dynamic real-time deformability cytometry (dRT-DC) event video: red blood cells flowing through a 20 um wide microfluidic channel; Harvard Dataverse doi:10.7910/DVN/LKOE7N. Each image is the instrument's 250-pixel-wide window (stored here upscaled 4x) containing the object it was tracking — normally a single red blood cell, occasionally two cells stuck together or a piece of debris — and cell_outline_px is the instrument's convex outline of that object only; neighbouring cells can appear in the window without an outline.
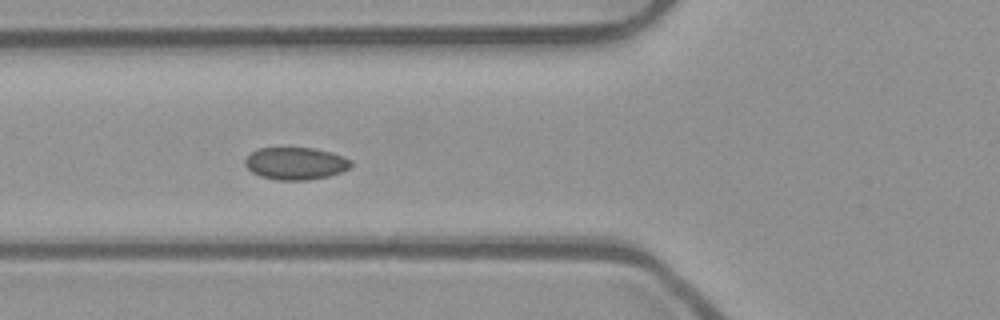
{"species": "common noctule bat (a hibernating species)", "species_latin": "Nyctalus noctula", "temperature_condition": "room temperature", "stored_images_in_passage": 55, "segment_of_instrument_passage": [1, 2], "camera_frame_rate_fps": 3000, "um_per_image_px": 0.085, "animal": {"sex": "male", "body_mass_g": 23.1, "forearm_length_mm": 52.7}, "frame": {"image": 1, "passage_image": 21, "time_ms": 6.667, "image_size_px": [1000, 320], "cell_outline_px": [[352, 164], [348, 168], [340, 172], [328, 176], [308, 180], [276, 180], [260, 176], [252, 172], [244, 164], [244, 160], [252, 152], [260, 148], [312, 148], [332, 152], [344, 156], [352, 160]], "centroid_in_image_um": [25.13, 13.89], "position_along_channel_um": 100.7, "area_um2": 19.94}}
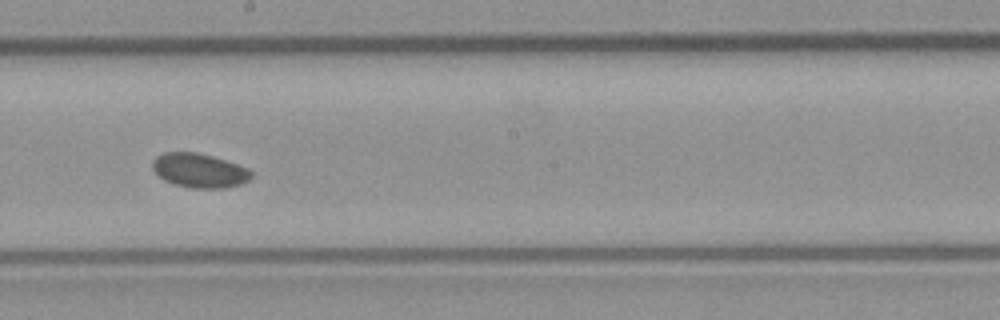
{"frame": {"image": 2, "passage_image": 31, "time_ms": 10.0, "image_size_px": [1000, 320], "cell_outline_px": [[252, 176], [248, 180], [240, 184], [224, 188], [192, 188], [172, 184], [164, 180], [152, 168], [152, 160], [156, 156], [164, 152], [196, 152], [212, 156], [248, 168], [252, 172]], "centroid_in_image_um": [16.92, 14.49], "position_along_channel_um": 231.3, "area_um2": 19.65}}
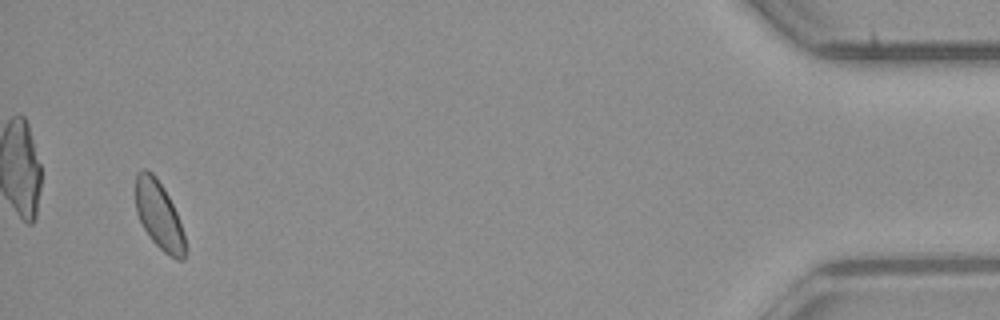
{"frame": {"image": 3, "passage_image": 52, "time_ms": 17.0, "image_size_px": [1000, 320], "cell_outline_px": [[184, 260], [176, 260], [164, 252], [152, 240], [144, 228], [136, 212], [136, 172], [144, 168], [152, 172], [156, 176], [164, 188], [176, 212], [184, 236]], "centroid_in_image_um": [13.49, 18.26], "position_along_channel_um": 421.7, "area_um2": 19.31}}